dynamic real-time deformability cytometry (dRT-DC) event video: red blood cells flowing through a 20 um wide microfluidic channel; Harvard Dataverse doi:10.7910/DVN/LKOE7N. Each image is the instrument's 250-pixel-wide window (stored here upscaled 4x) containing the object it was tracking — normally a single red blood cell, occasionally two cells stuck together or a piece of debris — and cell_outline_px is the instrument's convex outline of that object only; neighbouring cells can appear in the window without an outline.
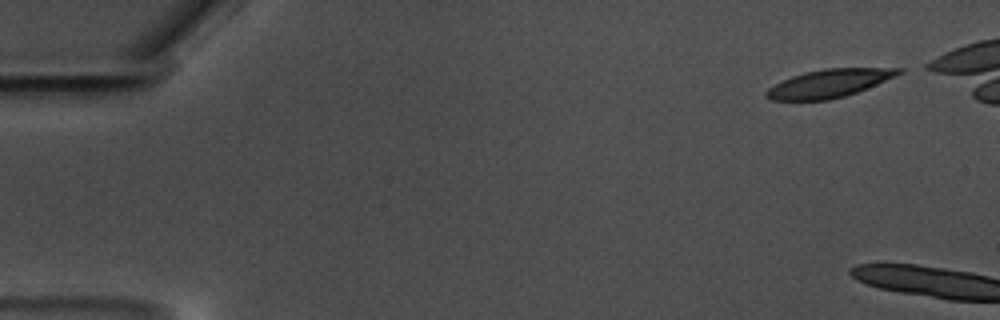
{"species": "common noctule bat (a hibernating species)", "species_latin": "Nyctalus noctula", "temperature_condition": "warm", "stored_images_in_passage": 4, "camera_frame_rate_fps": 3000, "um_per_image_px": 0.085, "animal": {"sex": "male", "body_mass_g": 17.5, "forearm_length_mm": 52.3}, "frame": {"image": 1, "passage_image": 1, "time_ms": 0.0, "image_size_px": [1000, 320], "cell_outline_px": [[904, 72], [876, 84], [856, 92], [844, 96], [828, 100], [772, 100], [764, 96], [764, 92], [768, 88], [792, 76], [804, 72], [824, 68], [904, 68]], "centroid_in_image_um": [70.45, 7.08], "position_along_channel_um": 14.5, "area_um2": 21.44}}